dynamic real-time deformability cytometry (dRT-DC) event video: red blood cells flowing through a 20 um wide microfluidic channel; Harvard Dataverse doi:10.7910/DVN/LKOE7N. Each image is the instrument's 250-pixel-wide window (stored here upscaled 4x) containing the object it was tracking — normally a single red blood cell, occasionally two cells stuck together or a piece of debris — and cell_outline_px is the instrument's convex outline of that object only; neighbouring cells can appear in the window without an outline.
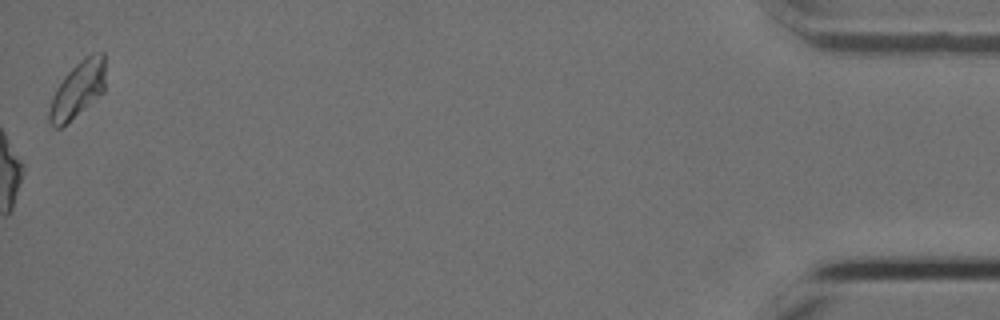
{"species": "Egyptian fruit bat (a non-hibernating species)", "species_latin": "Rousettus aegyptiacus", "temperature_condition": "cold", "stored_images_in_passage": 47, "camera_frame_rate_fps": 3000, "um_per_image_px": 0.085, "animal": {"sex": "female"}, "frame": {"image": 1, "passage_image": 47, "time_ms": 15.333, "image_size_px": [1000, 320], "cell_outline_px": [[104, 92], [60, 128], [52, 128], [48, 120], [48, 112], [52, 96], [56, 88], [64, 76], [80, 60], [92, 52], [104, 52]], "centroid_in_image_um": [6.58, 7.61], "position_along_channel_um": 428.6, "area_um2": 18.32}, "authors_computed_cell_mechanics": {"area_um2": 20.6924, "velocity_mm_per_s": 4.0236, "shape_relaxation_time_tau1_ms": null, "shape_relaxation_time_tau2_ms": 2.2006, "deformation_change_tau1": null, "deformation_change_tau2": 0.1052}}